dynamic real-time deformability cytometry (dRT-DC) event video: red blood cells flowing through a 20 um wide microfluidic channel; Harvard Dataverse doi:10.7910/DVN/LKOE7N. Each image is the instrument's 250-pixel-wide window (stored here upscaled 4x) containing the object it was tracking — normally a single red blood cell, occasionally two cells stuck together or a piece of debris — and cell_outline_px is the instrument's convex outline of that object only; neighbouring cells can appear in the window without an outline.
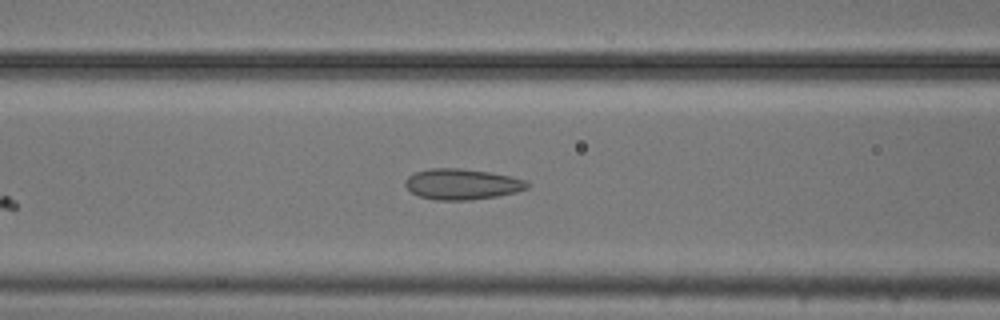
{"species": "common noctule bat (a hibernating species)", "species_latin": "Nyctalus noctula", "temperature_condition": "cold", "stored_images_in_passage": 6, "camera_frame_rate_fps": 3000, "um_per_image_px": 0.085, "animal": {"sex": "male", "body_mass_g": 20.5, "forearm_length_mm": 52.5}, "frame": {"image": 1, "passage_image": 6, "time_ms": 1.667, "image_size_px": [1000, 320], "cell_outline_px": [[532, 184], [528, 188], [516, 192], [496, 196], [468, 200], [436, 200], [420, 196], [412, 192], [404, 184], [404, 180], [408, 176], [416, 172], [432, 168], [460, 168], [488, 172], [512, 176], [524, 180]], "centroid_in_image_um": [39.29, 15.65], "position_along_channel_um": 127.3, "area_um2": 21.79}}